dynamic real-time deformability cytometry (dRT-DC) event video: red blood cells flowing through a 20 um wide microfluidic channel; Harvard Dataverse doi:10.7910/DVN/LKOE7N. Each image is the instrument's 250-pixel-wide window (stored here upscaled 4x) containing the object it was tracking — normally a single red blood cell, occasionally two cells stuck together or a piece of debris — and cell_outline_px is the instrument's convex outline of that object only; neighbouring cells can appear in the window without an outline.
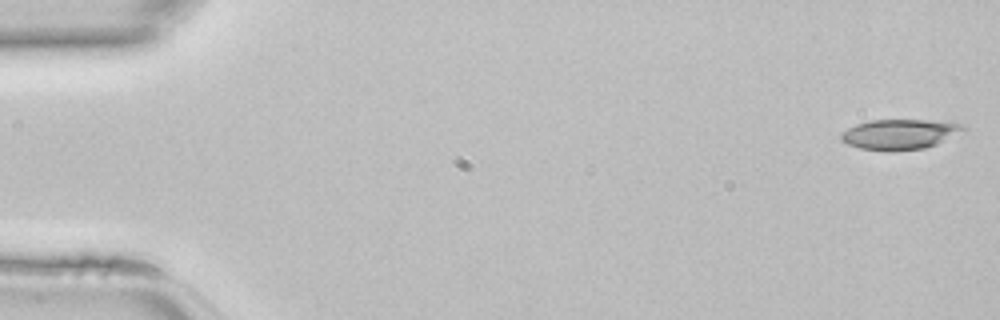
{"species": "common noctule bat (a hibernating species)", "species_latin": "Nyctalus noctula", "temperature_condition": "room temperature", "stored_images_in_passage": 27, "camera_frame_rate_fps": 3000, "um_per_image_px": 0.085, "animal": {"sex": "female", "body_mass_g": 22.7, "forearm_length_mm": 54.2}, "frame": {"image": 1, "passage_image": 1, "time_ms": 0.0, "image_size_px": [1000, 320], "cell_outline_px": [[968, 132], [936, 144], [924, 148], [892, 152], [884, 152], [860, 148], [848, 144], [840, 140], [840, 132], [856, 124], [872, 120], [952, 120], [964, 124], [968, 128]], "centroid_in_image_um": [76.59, 11.41], "position_along_channel_um": 8.4, "area_um2": 22.43}}
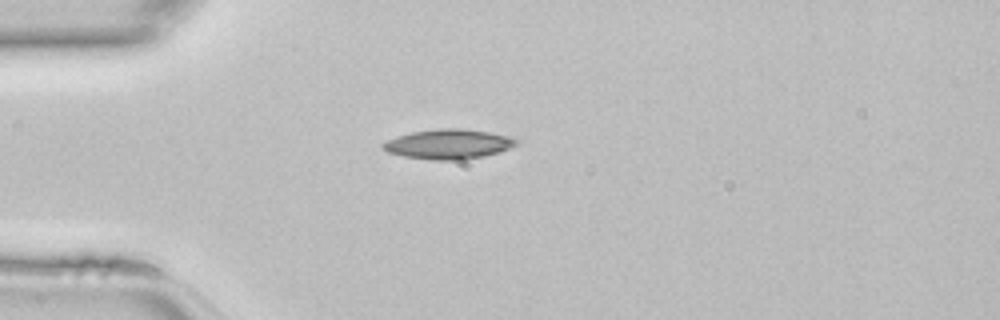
{"frame": {"image": 2, "passage_image": 12, "time_ms": 3.667, "image_size_px": [1000, 320], "cell_outline_px": [[520, 144], [512, 148], [500, 152], [484, 156], [460, 160], [432, 160], [404, 156], [388, 152], [380, 148], [380, 144], [396, 136], [412, 132], [436, 128], [464, 128], [488, 132], [508, 136], [520, 140]], "centroid_in_image_um": [38.15, 12.25], "position_along_channel_um": 46.9, "area_um2": 23.47}}
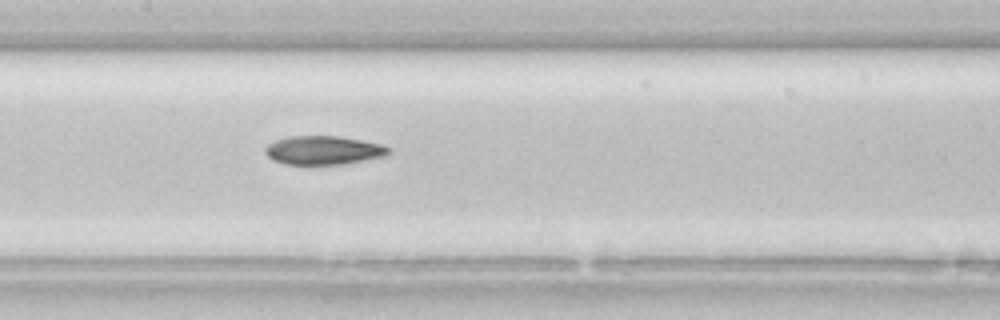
{"frame": {"image": 3, "passage_image": 22, "time_ms": 7.0, "image_size_px": [1000, 320], "cell_outline_px": [[392, 152], [384, 156], [344, 164], [284, 164], [272, 160], [264, 152], [264, 148], [268, 144], [276, 140], [288, 136], [336, 136], [364, 140], [380, 144], [392, 148]], "centroid_in_image_um": [27.5, 12.77], "position_along_channel_um": 179.9, "area_um2": 20.75}}